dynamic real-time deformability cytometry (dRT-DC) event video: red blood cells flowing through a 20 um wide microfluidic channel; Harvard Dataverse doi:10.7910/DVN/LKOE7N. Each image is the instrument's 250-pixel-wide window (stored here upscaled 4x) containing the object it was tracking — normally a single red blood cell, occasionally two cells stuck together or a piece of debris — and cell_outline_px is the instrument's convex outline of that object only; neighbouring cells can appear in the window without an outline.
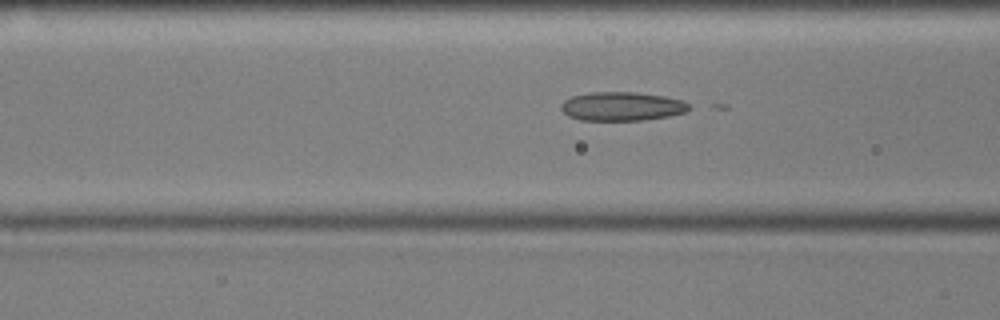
{"species": "common noctule bat (a hibernating species)", "species_latin": "Nyctalus noctula", "temperature_condition": "cold", "stored_images_in_passage": 42, "camera_frame_rate_fps": 3000, "um_per_image_px": 0.085, "animal": {"sex": "male", "body_mass_g": 17.9, "forearm_length_mm": 54.2}, "frame": {"image": 1, "passage_image": 8, "time_ms": 2.333, "image_size_px": [1000, 320], "cell_outline_px": [[696, 108], [688, 112], [668, 116], [644, 120], [580, 120], [568, 116], [560, 108], [560, 104], [564, 100], [572, 96], [588, 92], [636, 92], [664, 96], [684, 100]], "centroid_in_image_um": [52.92, 9.03], "position_along_channel_um": 113.7, "area_um2": 21.91}}
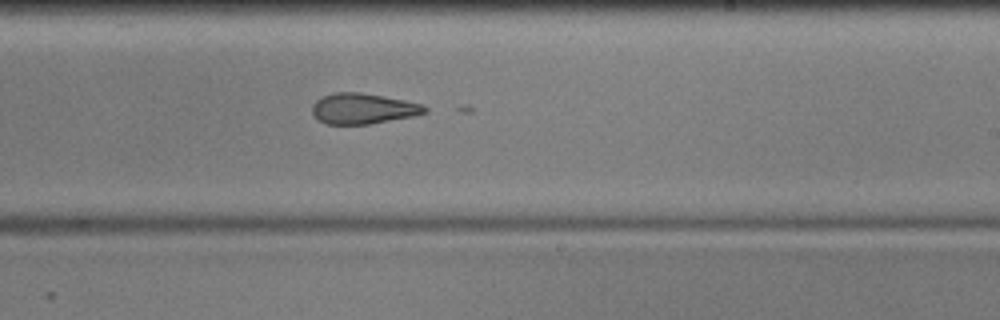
{"frame": {"image": 2, "passage_image": 20, "time_ms": 6.333, "image_size_px": [1000, 320], "cell_outline_px": [[428, 112], [412, 116], [368, 124], [328, 124], [312, 116], [312, 104], [316, 100], [332, 92], [360, 92], [384, 96], [404, 100], [420, 104], [428, 108]], "centroid_in_image_um": [30.83, 9.22], "position_along_channel_um": 258.2, "area_um2": 20.0}}
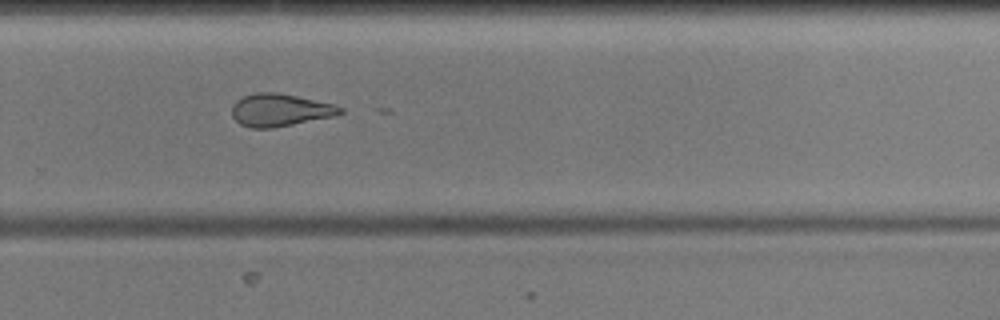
{"frame": {"image": 3, "passage_image": 24, "time_ms": 7.667, "image_size_px": [1000, 320], "cell_outline_px": [[344, 112], [332, 116], [272, 128], [252, 128], [240, 124], [232, 116], [232, 104], [236, 100], [244, 96], [256, 92], [276, 92], [336, 104], [344, 108]], "centroid_in_image_um": [23.79, 9.34], "position_along_channel_um": 306.0, "area_um2": 20.46}}